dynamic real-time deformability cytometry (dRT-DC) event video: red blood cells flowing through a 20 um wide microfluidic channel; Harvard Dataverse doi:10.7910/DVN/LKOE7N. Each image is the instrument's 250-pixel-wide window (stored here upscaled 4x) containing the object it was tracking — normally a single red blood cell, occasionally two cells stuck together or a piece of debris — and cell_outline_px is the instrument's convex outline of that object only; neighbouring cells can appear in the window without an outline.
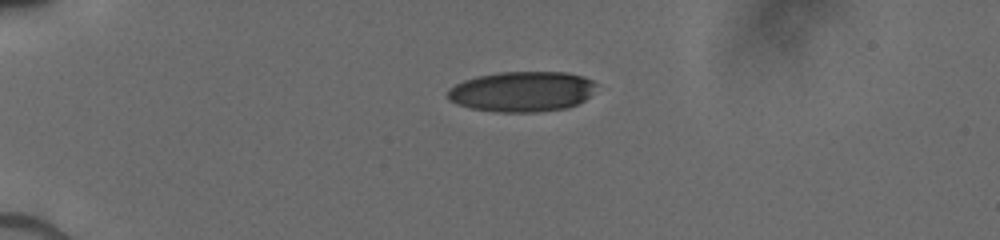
{"species": "human", "species_latin": "Homo sapiens", "temperature_condition": "cold", "stored_images_in_passage": 10, "camera_frame_rate_fps": 3000, "um_per_image_px": 0.085, "donor": {"sex": "male"}, "frame": {"image": 1, "passage_image": 1, "time_ms": 0.0, "image_size_px": [1000, 240], "cell_outline_px": [[596, 84], [592, 92], [584, 100], [568, 108], [540, 112], [496, 112], [472, 108], [456, 104], [448, 100], [448, 92], [456, 84], [464, 80], [476, 76], [500, 72], [568, 72], [584, 76], [592, 80]], "centroid_in_image_um": [44.38, 7.78], "position_along_channel_um": 40.6, "area_um2": 34.97}}
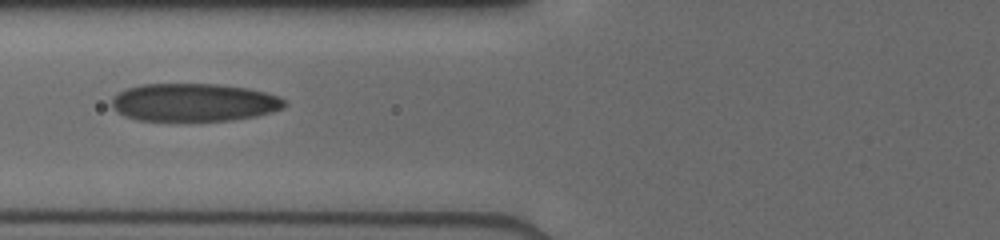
{"frame": {"image": 2, "passage_image": 6, "time_ms": 3.0, "image_size_px": [1000, 240], "cell_outline_px": [[288, 104], [284, 108], [272, 112], [256, 116], [232, 120], [136, 120], [124, 116], [116, 112], [112, 108], [112, 96], [124, 88], [140, 84], [220, 84], [248, 88], [280, 96]], "centroid_in_image_um": [16.47, 8.69], "position_along_channel_um": 109.3, "area_um2": 38.55}}
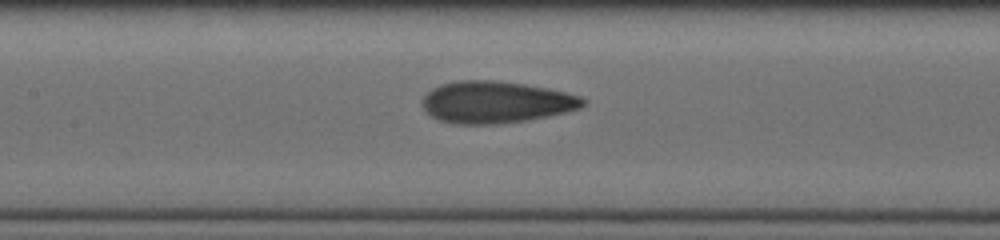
{"frame": {"image": 3, "passage_image": 9, "time_ms": 4.333, "image_size_px": [1000, 240], "cell_outline_px": [[588, 100], [580, 108], [548, 116], [528, 120], [500, 124], [452, 124], [440, 120], [432, 116], [420, 104], [420, 100], [432, 88], [440, 84], [456, 80], [492, 80], [524, 84], [548, 88], [580, 96]], "centroid_in_image_um": [42.12, 8.68], "position_along_channel_um": 165.3, "area_um2": 39.36}}